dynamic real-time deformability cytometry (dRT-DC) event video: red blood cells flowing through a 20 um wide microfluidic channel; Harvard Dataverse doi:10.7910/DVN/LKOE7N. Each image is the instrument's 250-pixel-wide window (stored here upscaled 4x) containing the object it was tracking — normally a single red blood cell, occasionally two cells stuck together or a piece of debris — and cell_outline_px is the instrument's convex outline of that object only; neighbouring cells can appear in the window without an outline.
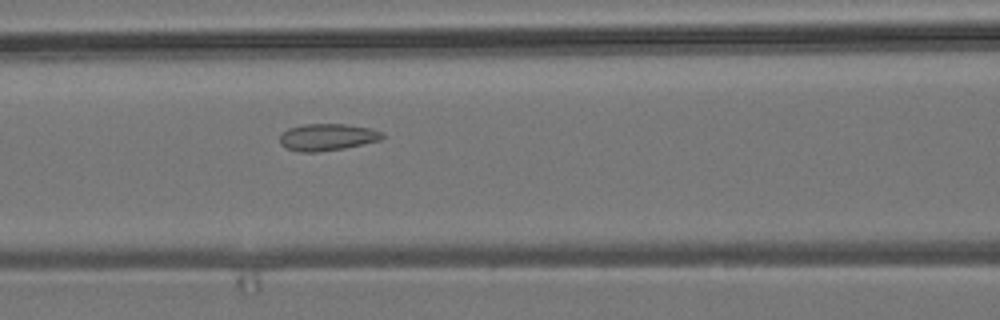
{"species": "common noctule bat (a hibernating species)", "species_latin": "Nyctalus noctula", "temperature_condition": "room temperature", "stored_images_in_passage": 31, "camera_frame_rate_fps": 3000, "um_per_image_px": 0.085, "animal": {"sex": "male", "body_mass_g": 19.2, "forearm_length_mm": 51.8}, "frame": {"image": 1, "passage_image": 6, "time_ms": 1.667, "image_size_px": [1000, 320], "cell_outline_px": [[384, 136], [380, 140], [344, 148], [316, 152], [300, 152], [284, 148], [280, 144], [280, 136], [288, 128], [304, 124], [344, 124], [368, 128], [380, 132]], "centroid_in_image_um": [27.76, 11.66], "position_along_channel_um": 138.8, "area_um2": 15.9}}
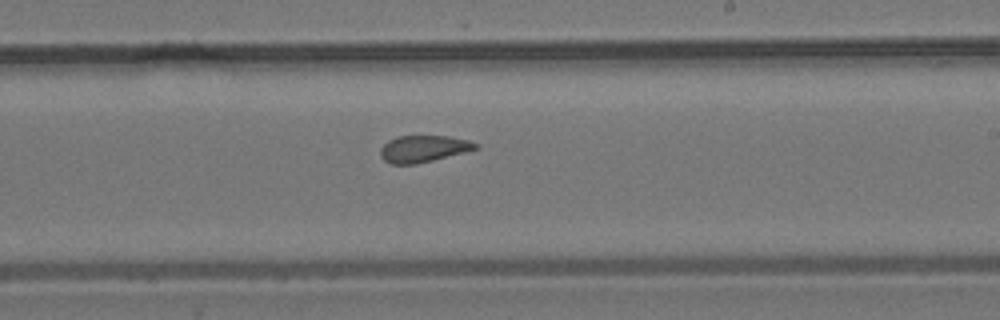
{"frame": {"image": 2, "passage_image": 15, "time_ms": 4.667, "image_size_px": [1000, 320], "cell_outline_px": [[476, 148], [464, 152], [416, 164], [392, 164], [384, 160], [380, 156], [380, 148], [388, 140], [396, 136], [448, 136], [468, 140], [476, 144]], "centroid_in_image_um": [35.91, 12.64], "position_along_channel_um": 253.1, "area_um2": 14.62}}
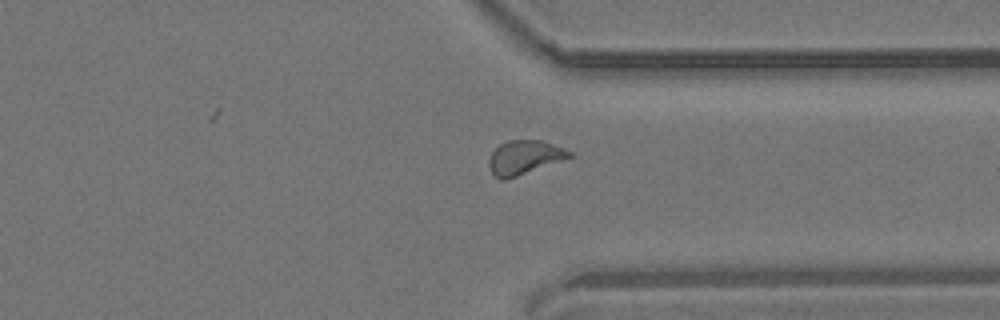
{"frame": {"image": 3, "passage_image": 24, "time_ms": 7.667, "image_size_px": [1000, 320], "cell_outline_px": [[572, 156], [516, 176], [504, 180], [500, 180], [492, 176], [488, 164], [488, 160], [492, 152], [500, 144], [508, 140], [540, 140], [564, 148], [572, 152]], "centroid_in_image_um": [44.51, 13.38], "position_along_channel_um": 366.9, "area_um2": 15.72}}